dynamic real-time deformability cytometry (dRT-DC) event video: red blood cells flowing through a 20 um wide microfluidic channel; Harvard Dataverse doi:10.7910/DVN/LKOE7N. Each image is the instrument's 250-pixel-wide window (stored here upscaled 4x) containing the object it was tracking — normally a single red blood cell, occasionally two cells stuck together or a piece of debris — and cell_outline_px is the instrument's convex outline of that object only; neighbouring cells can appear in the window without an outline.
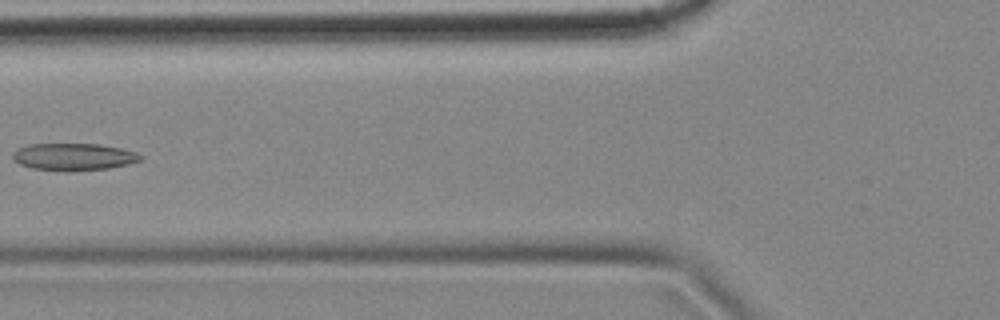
{"species": "common noctule bat (a hibernating species)", "species_latin": "Nyctalus noctula", "temperature_condition": "cold", "stored_images_in_passage": 6, "camera_frame_rate_fps": 3000, "um_per_image_px": 0.085, "animal": {"sex": "female", "body_mass_g": 18.4}, "frame": {"image": 1, "passage_image": 6, "time_ms": 1.667, "image_size_px": [1000, 320], "cell_outline_px": [[144, 156], [140, 160], [128, 164], [108, 168], [32, 168], [20, 164], [12, 156], [12, 152], [28, 144], [96, 144], [120, 148], [136, 152]], "centroid_in_image_um": [6.29, 13.27], "position_along_channel_um": 119.5, "area_um2": 19.07}}